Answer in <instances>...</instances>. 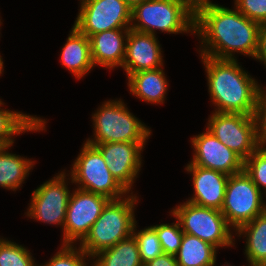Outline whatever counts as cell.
Here are the masks:
<instances>
[{"label": "cell", "mask_w": 266, "mask_h": 266, "mask_svg": "<svg viewBox=\"0 0 266 266\" xmlns=\"http://www.w3.org/2000/svg\"><path fill=\"white\" fill-rule=\"evenodd\" d=\"M260 26L235 7L229 9L210 0L195 2L194 34L202 40L200 55L233 60L239 52L255 58Z\"/></svg>", "instance_id": "6da1fadb"}, {"label": "cell", "mask_w": 266, "mask_h": 266, "mask_svg": "<svg viewBox=\"0 0 266 266\" xmlns=\"http://www.w3.org/2000/svg\"><path fill=\"white\" fill-rule=\"evenodd\" d=\"M206 70L211 102L219 113L253 115L260 90L257 80L237 59H215L200 55Z\"/></svg>", "instance_id": "7a4b0ae2"}, {"label": "cell", "mask_w": 266, "mask_h": 266, "mask_svg": "<svg viewBox=\"0 0 266 266\" xmlns=\"http://www.w3.org/2000/svg\"><path fill=\"white\" fill-rule=\"evenodd\" d=\"M136 194L109 200L79 247L90 257L133 234Z\"/></svg>", "instance_id": "3957f363"}, {"label": "cell", "mask_w": 266, "mask_h": 266, "mask_svg": "<svg viewBox=\"0 0 266 266\" xmlns=\"http://www.w3.org/2000/svg\"><path fill=\"white\" fill-rule=\"evenodd\" d=\"M194 24L193 0H148L132 9L130 29L152 35L156 30L194 34Z\"/></svg>", "instance_id": "277c9868"}, {"label": "cell", "mask_w": 266, "mask_h": 266, "mask_svg": "<svg viewBox=\"0 0 266 266\" xmlns=\"http://www.w3.org/2000/svg\"><path fill=\"white\" fill-rule=\"evenodd\" d=\"M93 138L86 142L90 145L114 142H147L151 128L136 118L119 100L103 102L92 115Z\"/></svg>", "instance_id": "5b68a950"}, {"label": "cell", "mask_w": 266, "mask_h": 266, "mask_svg": "<svg viewBox=\"0 0 266 266\" xmlns=\"http://www.w3.org/2000/svg\"><path fill=\"white\" fill-rule=\"evenodd\" d=\"M68 180L78 189L106 196L110 200L121 199L128 193L113 177L101 152L85 142L72 164Z\"/></svg>", "instance_id": "8992f818"}, {"label": "cell", "mask_w": 266, "mask_h": 266, "mask_svg": "<svg viewBox=\"0 0 266 266\" xmlns=\"http://www.w3.org/2000/svg\"><path fill=\"white\" fill-rule=\"evenodd\" d=\"M182 231L196 236L217 249L234 245V230L220 210L201 207L188 201L171 210Z\"/></svg>", "instance_id": "52a82bcc"}, {"label": "cell", "mask_w": 266, "mask_h": 266, "mask_svg": "<svg viewBox=\"0 0 266 266\" xmlns=\"http://www.w3.org/2000/svg\"><path fill=\"white\" fill-rule=\"evenodd\" d=\"M263 195L244 170L229 176L220 211L234 231L264 212Z\"/></svg>", "instance_id": "ba28073f"}, {"label": "cell", "mask_w": 266, "mask_h": 266, "mask_svg": "<svg viewBox=\"0 0 266 266\" xmlns=\"http://www.w3.org/2000/svg\"><path fill=\"white\" fill-rule=\"evenodd\" d=\"M208 119L206 128L244 161L261 146L253 115L213 112Z\"/></svg>", "instance_id": "9c48e42d"}, {"label": "cell", "mask_w": 266, "mask_h": 266, "mask_svg": "<svg viewBox=\"0 0 266 266\" xmlns=\"http://www.w3.org/2000/svg\"><path fill=\"white\" fill-rule=\"evenodd\" d=\"M74 27L88 38L112 29H130L132 9L124 0H80Z\"/></svg>", "instance_id": "30bf717a"}, {"label": "cell", "mask_w": 266, "mask_h": 266, "mask_svg": "<svg viewBox=\"0 0 266 266\" xmlns=\"http://www.w3.org/2000/svg\"><path fill=\"white\" fill-rule=\"evenodd\" d=\"M66 174L68 173L60 172L33 191L31 203L26 213L28 218L50 225L62 226L63 230L71 194L66 180L68 179L66 176L70 175Z\"/></svg>", "instance_id": "8fae6325"}, {"label": "cell", "mask_w": 266, "mask_h": 266, "mask_svg": "<svg viewBox=\"0 0 266 266\" xmlns=\"http://www.w3.org/2000/svg\"><path fill=\"white\" fill-rule=\"evenodd\" d=\"M106 196L76 188L69 197L63 227V245H76L88 234L107 204Z\"/></svg>", "instance_id": "7c38bea8"}, {"label": "cell", "mask_w": 266, "mask_h": 266, "mask_svg": "<svg viewBox=\"0 0 266 266\" xmlns=\"http://www.w3.org/2000/svg\"><path fill=\"white\" fill-rule=\"evenodd\" d=\"M191 143L195 152L191 164L229 176L244 170V160L219 141L207 128L205 132L192 137Z\"/></svg>", "instance_id": "4fadbf2b"}, {"label": "cell", "mask_w": 266, "mask_h": 266, "mask_svg": "<svg viewBox=\"0 0 266 266\" xmlns=\"http://www.w3.org/2000/svg\"><path fill=\"white\" fill-rule=\"evenodd\" d=\"M146 142H114L93 145L102 154L108 169L129 193L142 167L141 151Z\"/></svg>", "instance_id": "5bb4252c"}, {"label": "cell", "mask_w": 266, "mask_h": 266, "mask_svg": "<svg viewBox=\"0 0 266 266\" xmlns=\"http://www.w3.org/2000/svg\"><path fill=\"white\" fill-rule=\"evenodd\" d=\"M162 55L161 45L156 35L129 29L122 68L127 76L140 71L161 68L164 66Z\"/></svg>", "instance_id": "9a60e30c"}, {"label": "cell", "mask_w": 266, "mask_h": 266, "mask_svg": "<svg viewBox=\"0 0 266 266\" xmlns=\"http://www.w3.org/2000/svg\"><path fill=\"white\" fill-rule=\"evenodd\" d=\"M185 170L192 174L194 188V195L187 201L201 207L221 210L229 175L190 162Z\"/></svg>", "instance_id": "2e32d148"}, {"label": "cell", "mask_w": 266, "mask_h": 266, "mask_svg": "<svg viewBox=\"0 0 266 266\" xmlns=\"http://www.w3.org/2000/svg\"><path fill=\"white\" fill-rule=\"evenodd\" d=\"M129 29H112L89 37L94 67L108 69L122 67L126 54Z\"/></svg>", "instance_id": "e0dca14e"}, {"label": "cell", "mask_w": 266, "mask_h": 266, "mask_svg": "<svg viewBox=\"0 0 266 266\" xmlns=\"http://www.w3.org/2000/svg\"><path fill=\"white\" fill-rule=\"evenodd\" d=\"M60 54L61 64L77 79L84 77L94 67L89 38L74 26Z\"/></svg>", "instance_id": "ac0fdd59"}, {"label": "cell", "mask_w": 266, "mask_h": 266, "mask_svg": "<svg viewBox=\"0 0 266 266\" xmlns=\"http://www.w3.org/2000/svg\"><path fill=\"white\" fill-rule=\"evenodd\" d=\"M127 78L133 96L149 104L164 103L169 85L162 68L132 73Z\"/></svg>", "instance_id": "d6986e66"}, {"label": "cell", "mask_w": 266, "mask_h": 266, "mask_svg": "<svg viewBox=\"0 0 266 266\" xmlns=\"http://www.w3.org/2000/svg\"><path fill=\"white\" fill-rule=\"evenodd\" d=\"M4 103L0 99V106ZM0 107V147L13 146V136L28 131L45 130L46 120L40 117L27 115L21 112L1 109Z\"/></svg>", "instance_id": "ffe728a7"}, {"label": "cell", "mask_w": 266, "mask_h": 266, "mask_svg": "<svg viewBox=\"0 0 266 266\" xmlns=\"http://www.w3.org/2000/svg\"><path fill=\"white\" fill-rule=\"evenodd\" d=\"M237 236L246 237L245 252L249 266L266 265V213L257 215L252 221L240 226Z\"/></svg>", "instance_id": "44dd1931"}, {"label": "cell", "mask_w": 266, "mask_h": 266, "mask_svg": "<svg viewBox=\"0 0 266 266\" xmlns=\"http://www.w3.org/2000/svg\"><path fill=\"white\" fill-rule=\"evenodd\" d=\"M10 147H0V187L16 191L22 187L35 162L27 157L9 153Z\"/></svg>", "instance_id": "7402d4cb"}, {"label": "cell", "mask_w": 266, "mask_h": 266, "mask_svg": "<svg viewBox=\"0 0 266 266\" xmlns=\"http://www.w3.org/2000/svg\"><path fill=\"white\" fill-rule=\"evenodd\" d=\"M217 250L200 238L184 233L175 258L179 266H215Z\"/></svg>", "instance_id": "603a6c76"}, {"label": "cell", "mask_w": 266, "mask_h": 266, "mask_svg": "<svg viewBox=\"0 0 266 266\" xmlns=\"http://www.w3.org/2000/svg\"><path fill=\"white\" fill-rule=\"evenodd\" d=\"M91 259H96L92 266H143L134 235L119 241L113 247L104 249Z\"/></svg>", "instance_id": "cb8c5ba5"}, {"label": "cell", "mask_w": 266, "mask_h": 266, "mask_svg": "<svg viewBox=\"0 0 266 266\" xmlns=\"http://www.w3.org/2000/svg\"><path fill=\"white\" fill-rule=\"evenodd\" d=\"M24 246L0 238V266H39Z\"/></svg>", "instance_id": "d4e9b609"}, {"label": "cell", "mask_w": 266, "mask_h": 266, "mask_svg": "<svg viewBox=\"0 0 266 266\" xmlns=\"http://www.w3.org/2000/svg\"><path fill=\"white\" fill-rule=\"evenodd\" d=\"M137 224L133 229V235L137 241L140 260L143 264L149 260L155 259L159 255L163 254V249L158 239L156 230L152 227H146L142 230L136 231Z\"/></svg>", "instance_id": "484cf974"}, {"label": "cell", "mask_w": 266, "mask_h": 266, "mask_svg": "<svg viewBox=\"0 0 266 266\" xmlns=\"http://www.w3.org/2000/svg\"><path fill=\"white\" fill-rule=\"evenodd\" d=\"M152 227L156 230L163 252L166 254L175 255L180 248L184 235L180 222L177 220L172 224H156Z\"/></svg>", "instance_id": "4316f807"}, {"label": "cell", "mask_w": 266, "mask_h": 266, "mask_svg": "<svg viewBox=\"0 0 266 266\" xmlns=\"http://www.w3.org/2000/svg\"><path fill=\"white\" fill-rule=\"evenodd\" d=\"M244 171L257 188L266 192V151L260 146L244 161ZM261 187L264 189L262 191Z\"/></svg>", "instance_id": "83f0119b"}, {"label": "cell", "mask_w": 266, "mask_h": 266, "mask_svg": "<svg viewBox=\"0 0 266 266\" xmlns=\"http://www.w3.org/2000/svg\"><path fill=\"white\" fill-rule=\"evenodd\" d=\"M61 245L60 250L48 262L39 266H88L87 262L92 260L80 247L77 249L75 245Z\"/></svg>", "instance_id": "f1b7e54d"}, {"label": "cell", "mask_w": 266, "mask_h": 266, "mask_svg": "<svg viewBox=\"0 0 266 266\" xmlns=\"http://www.w3.org/2000/svg\"><path fill=\"white\" fill-rule=\"evenodd\" d=\"M234 7L248 19L266 23V0H234Z\"/></svg>", "instance_id": "f546056e"}, {"label": "cell", "mask_w": 266, "mask_h": 266, "mask_svg": "<svg viewBox=\"0 0 266 266\" xmlns=\"http://www.w3.org/2000/svg\"><path fill=\"white\" fill-rule=\"evenodd\" d=\"M253 117L255 120L257 139L261 144L266 140V89L262 86L259 90Z\"/></svg>", "instance_id": "4dcf8cb0"}, {"label": "cell", "mask_w": 266, "mask_h": 266, "mask_svg": "<svg viewBox=\"0 0 266 266\" xmlns=\"http://www.w3.org/2000/svg\"><path fill=\"white\" fill-rule=\"evenodd\" d=\"M256 60L264 63L266 66V23L261 24L259 30L258 49L255 55Z\"/></svg>", "instance_id": "1f68e13d"}, {"label": "cell", "mask_w": 266, "mask_h": 266, "mask_svg": "<svg viewBox=\"0 0 266 266\" xmlns=\"http://www.w3.org/2000/svg\"><path fill=\"white\" fill-rule=\"evenodd\" d=\"M143 266H179L175 255L163 253L155 259L149 260Z\"/></svg>", "instance_id": "d6a6232c"}, {"label": "cell", "mask_w": 266, "mask_h": 266, "mask_svg": "<svg viewBox=\"0 0 266 266\" xmlns=\"http://www.w3.org/2000/svg\"><path fill=\"white\" fill-rule=\"evenodd\" d=\"M126 2V4L133 9L136 5L143 3L144 1H148V0H124Z\"/></svg>", "instance_id": "836d02e7"}, {"label": "cell", "mask_w": 266, "mask_h": 266, "mask_svg": "<svg viewBox=\"0 0 266 266\" xmlns=\"http://www.w3.org/2000/svg\"><path fill=\"white\" fill-rule=\"evenodd\" d=\"M265 195V198H266V192L264 193ZM263 209H264V213H266V202L265 201H263Z\"/></svg>", "instance_id": "e575fe53"}, {"label": "cell", "mask_w": 266, "mask_h": 266, "mask_svg": "<svg viewBox=\"0 0 266 266\" xmlns=\"http://www.w3.org/2000/svg\"><path fill=\"white\" fill-rule=\"evenodd\" d=\"M3 67H4V66H3V63L0 61V75L2 74V72H3V70H4Z\"/></svg>", "instance_id": "d590c367"}, {"label": "cell", "mask_w": 266, "mask_h": 266, "mask_svg": "<svg viewBox=\"0 0 266 266\" xmlns=\"http://www.w3.org/2000/svg\"><path fill=\"white\" fill-rule=\"evenodd\" d=\"M266 140L261 143V147L266 151Z\"/></svg>", "instance_id": "8d00e7d4"}, {"label": "cell", "mask_w": 266, "mask_h": 266, "mask_svg": "<svg viewBox=\"0 0 266 266\" xmlns=\"http://www.w3.org/2000/svg\"><path fill=\"white\" fill-rule=\"evenodd\" d=\"M2 24V22H1V19H0V25ZM1 29V28H0ZM0 61L3 63V59H2V57H1V55H0Z\"/></svg>", "instance_id": "74e56055"}, {"label": "cell", "mask_w": 266, "mask_h": 266, "mask_svg": "<svg viewBox=\"0 0 266 266\" xmlns=\"http://www.w3.org/2000/svg\"><path fill=\"white\" fill-rule=\"evenodd\" d=\"M221 266H231V265H229L228 263L227 264L225 263L224 265H221Z\"/></svg>", "instance_id": "f35d334b"}]
</instances>
